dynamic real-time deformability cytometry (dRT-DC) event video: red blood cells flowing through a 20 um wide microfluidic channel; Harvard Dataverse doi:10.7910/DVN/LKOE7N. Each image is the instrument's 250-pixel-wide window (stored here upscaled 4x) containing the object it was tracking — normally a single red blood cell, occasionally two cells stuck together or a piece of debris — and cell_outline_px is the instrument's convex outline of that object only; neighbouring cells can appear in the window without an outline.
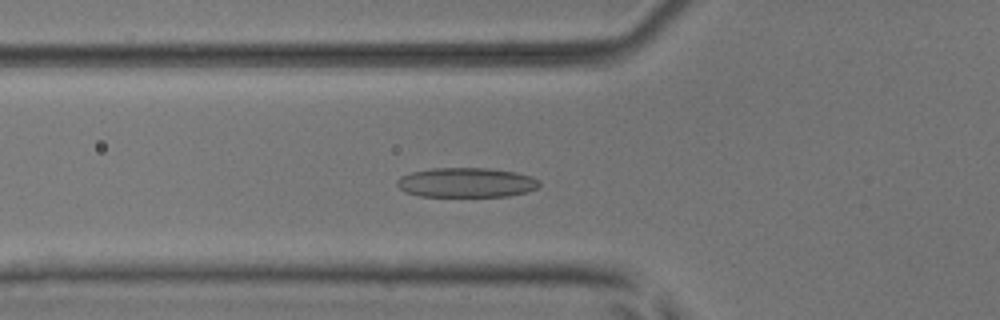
{"species": "common noctule bat (a hibernating species)", "species_latin": "Nyctalus noctula", "temperature_condition": "room temperature", "stored_images_in_passage": 54, "camera_frame_rate_fps": 3000, "um_per_image_px": 0.085, "animal": {"sex": "male", "body_mass_g": 17.9, "forearm_length_mm": 54.2}, "frame": {"image": 1, "passage_image": 20, "time_ms": 6.333, "image_size_px": [1000, 320], "cell_outline_px": [[540, 184], [536, 188], [528, 192], [508, 196], [420, 196], [404, 192], [396, 184], [396, 180], [400, 176], [412, 172], [432, 168], [488, 168], [516, 172], [532, 176], [540, 180]], "centroid_in_image_um": [39.64, 15.51], "position_along_channel_um": 86.2, "area_um2": 24.74}}
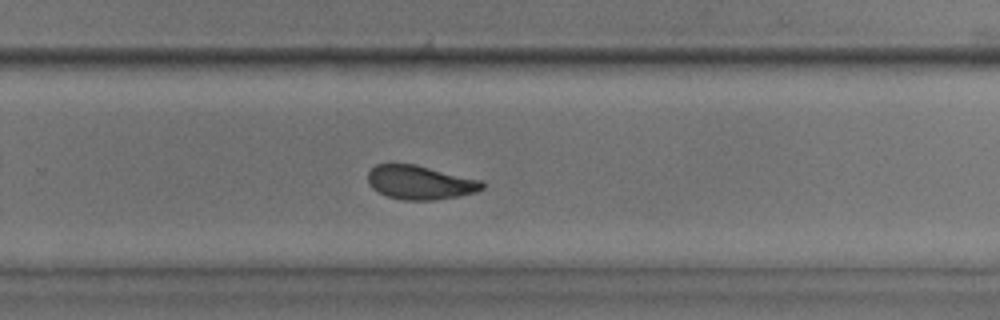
{"frame": {"image": 2, "passage_image": 36, "time_ms": 11.667, "image_size_px": [1000, 320], "cell_outline_px": [[484, 188], [476, 192], [456, 196], [432, 200], [404, 200], [388, 196], [372, 188], [368, 184], [368, 172], [376, 164], [416, 164], [480, 180], [484, 184]], "centroid_in_image_um": [35.69, 15.5], "position_along_channel_um": 294.1, "area_um2": 22.37}}
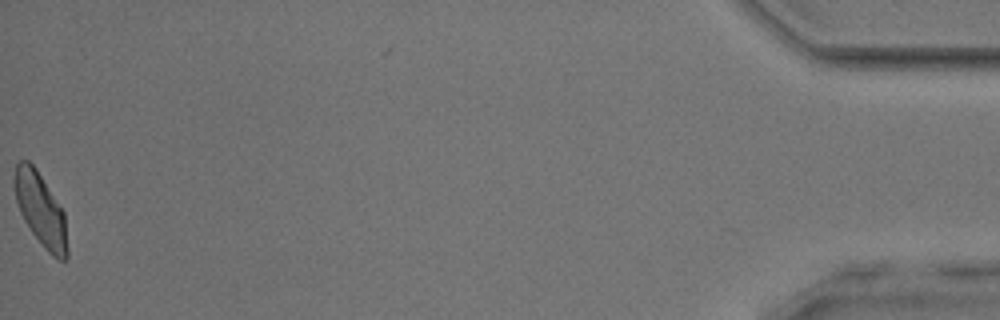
{"frame": {"image": 3, "passage_image": 54, "time_ms": 17.667, "image_size_px": [1000, 320], "cell_outline_px": [[68, 256], [64, 260], [56, 260], [44, 248], [32, 232], [24, 220], [20, 212], [16, 200], [12, 176], [16, 164], [20, 160], [28, 160], [36, 168], [64, 212], [68, 248]], "centroid_in_image_um": [3.44, 17.82], "position_along_channel_um": 431.8, "area_um2": 22.6}, "authors_computed_cell_mechanics": {"area_um2": 23.3801, "velocity_mm_per_s": 3.9087, "shape_relaxation_time_tau1_ms": 3.6738, "shape_relaxation_time_tau2_ms": 1.6854, "deformation_change_tau1": 0.1296, "deformation_change_tau2": 0.0719}}